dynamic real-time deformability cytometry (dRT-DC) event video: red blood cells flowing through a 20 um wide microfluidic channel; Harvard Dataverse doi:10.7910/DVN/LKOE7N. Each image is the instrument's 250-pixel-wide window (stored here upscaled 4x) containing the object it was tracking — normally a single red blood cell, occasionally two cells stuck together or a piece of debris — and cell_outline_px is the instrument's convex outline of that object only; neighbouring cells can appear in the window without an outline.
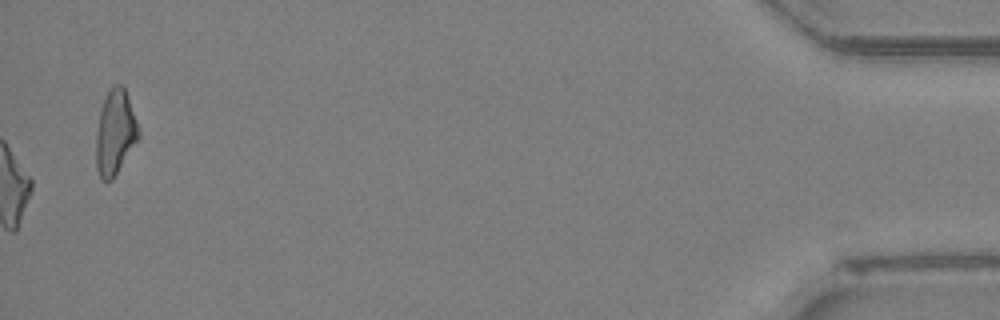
{"species": "Egyptian fruit bat (a non-hibernating species)", "species_latin": "Rousettus aegyptiacus", "temperature_condition": "room temperature", "stored_images_in_passage": 49, "camera_frame_rate_fps": 3000, "um_per_image_px": 0.085, "animal": {"sex": "female"}, "frame": {"image": 1, "passage_image": 49, "time_ms": 16.0, "image_size_px": [1000, 320], "cell_outline_px": [[140, 136], [112, 180], [100, 180], [96, 168], [96, 132], [100, 108], [112, 84], [124, 84], [140, 132]], "centroid_in_image_um": [9.77, 11.24], "position_along_channel_um": 425.4, "area_um2": 21.04}, "authors_computed_cell_mechanics": {"area_um2": 21.0392, "velocity_mm_per_s": 4.2473, "shape_relaxation_time_tau1_ms": null, "shape_relaxation_time_tau2_ms": 9.2766, "deformation_change_tau1": null, "deformation_change_tau2": 0.2812}}